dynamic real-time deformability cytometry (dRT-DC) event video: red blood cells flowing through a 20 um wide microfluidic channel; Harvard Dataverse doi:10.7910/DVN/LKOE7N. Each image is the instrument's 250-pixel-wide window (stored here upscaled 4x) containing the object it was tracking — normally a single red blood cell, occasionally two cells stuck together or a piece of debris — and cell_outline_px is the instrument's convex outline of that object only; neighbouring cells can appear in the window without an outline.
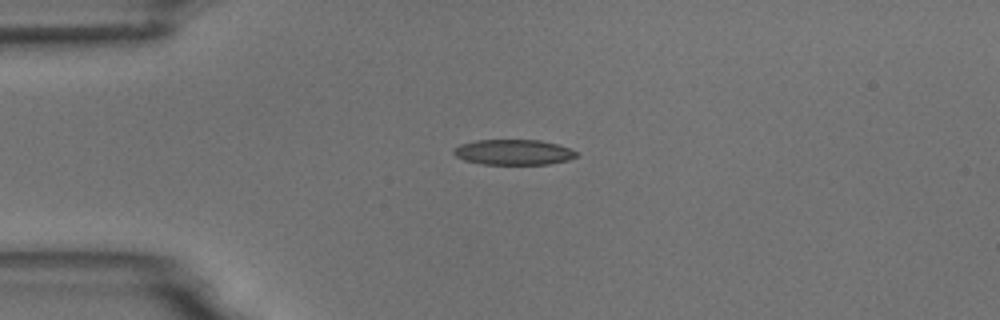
{"species": "common noctule bat (a hibernating species)", "species_latin": "Nyctalus noctula", "temperature_condition": "room temperature", "stored_images_in_passage": 2, "camera_frame_rate_fps": 3000, "um_per_image_px": 0.085, "animal": {"sex": "male", "body_mass_g": 18.8}, "frame": {"image": 1, "passage_image": 1, "time_ms": 0.0, "image_size_px": [1000, 320], "cell_outline_px": [[576, 156], [568, 160], [548, 164], [480, 164], [464, 160], [456, 156], [452, 152], [452, 148], [460, 144], [476, 140], [540, 140], [556, 144], [568, 148], [576, 152]], "centroid_in_image_um": [43.58, 12.93], "position_along_channel_um": 41.4, "area_um2": 18.09}}